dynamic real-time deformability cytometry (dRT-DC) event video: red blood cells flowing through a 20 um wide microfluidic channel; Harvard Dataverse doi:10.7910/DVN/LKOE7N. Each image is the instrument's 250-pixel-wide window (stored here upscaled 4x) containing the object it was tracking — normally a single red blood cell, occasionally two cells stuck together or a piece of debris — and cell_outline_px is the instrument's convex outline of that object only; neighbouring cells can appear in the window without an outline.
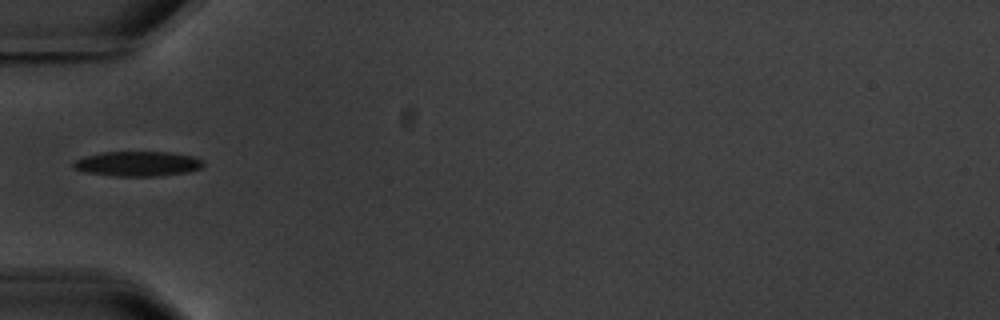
{"species": "common noctule bat (a hibernating species)", "species_latin": "Nyctalus noctula", "temperature_condition": "warm", "stored_images_in_passage": 6, "camera_frame_rate_fps": 3000, "um_per_image_px": 0.085, "animal": {"sex": "male", "body_mass_g": 20.1, "forearm_length_mm": 53.5}, "frame": {"image": 1, "passage_image": 6, "time_ms": 5.667, "image_size_px": [1000, 320], "cell_outline_px": [[204, 164], [200, 168], [188, 172], [160, 176], [116, 176], [84, 172], [72, 168], [72, 160], [100, 152], [168, 152], [192, 156], [204, 160]], "centroid_in_image_um": [11.67, 13.92], "position_along_channel_um": 73.3, "area_um2": 19.02}}